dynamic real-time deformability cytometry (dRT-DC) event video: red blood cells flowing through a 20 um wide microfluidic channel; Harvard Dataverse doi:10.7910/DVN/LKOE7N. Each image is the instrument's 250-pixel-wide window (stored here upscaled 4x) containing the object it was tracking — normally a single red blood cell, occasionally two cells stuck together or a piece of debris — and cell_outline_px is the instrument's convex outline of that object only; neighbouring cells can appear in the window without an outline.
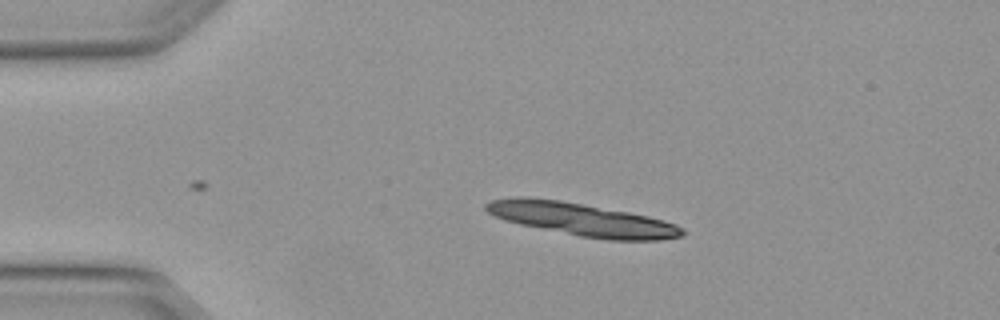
{"species": "Egyptian fruit bat (a non-hibernating species)", "species_latin": "Rousettus aegyptiacus", "temperature_condition": "warm", "stored_images_in_passage": 2, "camera_frame_rate_fps": 3000, "um_per_image_px": 0.085, "animal": {"sex": "female"}, "frame": {"image": 1, "passage_image": 1, "time_ms": 0.0, "image_size_px": [1000, 320], "cell_outline_px": [[684, 236], [660, 240], [608, 240], [580, 236], [520, 224], [504, 220], [488, 212], [484, 208], [484, 204], [492, 200], [520, 196], [528, 196], [560, 200], [628, 212], [648, 216], [676, 224], [684, 228]], "centroid_in_image_um": [49.48, 18.65], "position_along_channel_um": 35.5, "area_um2": 37.45}}